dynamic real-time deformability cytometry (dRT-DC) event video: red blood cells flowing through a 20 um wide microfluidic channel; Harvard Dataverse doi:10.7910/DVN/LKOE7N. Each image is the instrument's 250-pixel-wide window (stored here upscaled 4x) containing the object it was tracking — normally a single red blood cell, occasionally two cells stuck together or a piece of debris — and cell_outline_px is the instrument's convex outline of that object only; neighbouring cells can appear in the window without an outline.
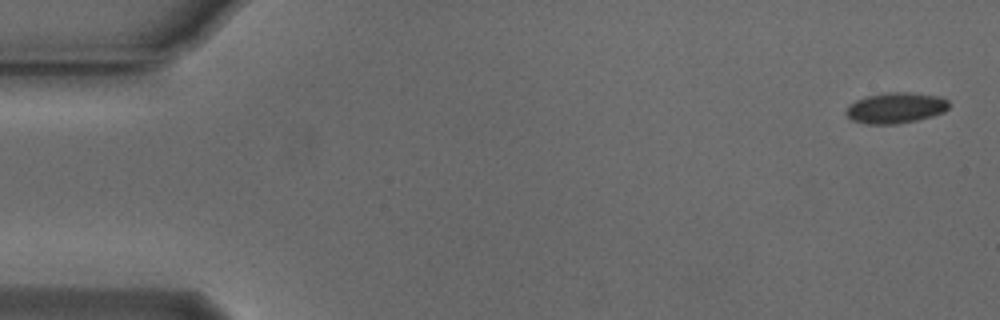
{"species": "Egyptian fruit bat (a non-hibernating species)", "species_latin": "Rousettus aegyptiacus", "temperature_condition": "cold", "stored_images_in_passage": 10, "camera_frame_rate_fps": 3000, "um_per_image_px": 0.085, "animal": {"sex": "male"}, "frame": {"image": 1, "passage_image": 1, "time_ms": 0.0, "image_size_px": [1000, 320], "cell_outline_px": [[948, 108], [944, 112], [932, 116], [916, 120], [896, 124], [868, 124], [852, 120], [844, 112], [848, 104], [856, 100], [868, 96], [884, 92], [908, 92], [940, 96], [948, 100]], "centroid_in_image_um": [76.12, 9.16], "position_along_channel_um": 8.9, "area_um2": 18.5}}